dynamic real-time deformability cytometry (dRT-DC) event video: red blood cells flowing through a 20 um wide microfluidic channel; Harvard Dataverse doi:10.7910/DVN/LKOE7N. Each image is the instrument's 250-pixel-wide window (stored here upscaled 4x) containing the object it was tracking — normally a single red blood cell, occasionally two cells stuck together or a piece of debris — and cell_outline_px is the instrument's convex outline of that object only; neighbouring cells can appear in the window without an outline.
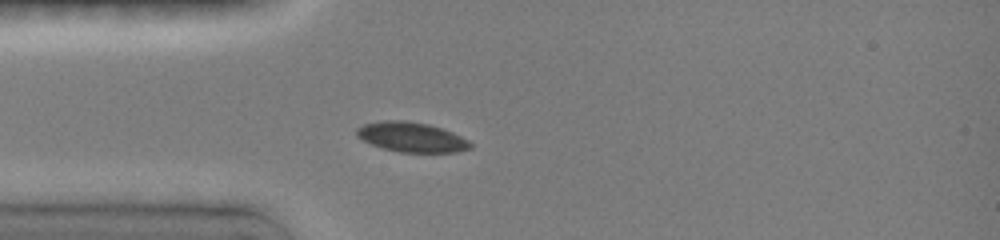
{"species": "common noctule bat (a hibernating species)", "species_latin": "Nyctalus noctula", "temperature_condition": "room temperature", "stored_images_in_passage": 12, "camera_frame_rate_fps": 3000, "um_per_image_px": 0.085, "animal": {"sex": "female", "body_mass_g": 19.0, "forearm_length_mm": 51.5}, "frame": {"image": 1, "passage_image": 6, "time_ms": 2.333, "image_size_px": [1000, 240], "cell_outline_px": [[472, 148], [456, 152], [400, 152], [384, 148], [372, 144], [356, 136], [356, 128], [364, 124], [380, 120], [404, 120], [428, 124], [452, 132], [468, 140], [472, 144]], "centroid_in_image_um": [34.97, 11.65], "position_along_channel_um": 50.0, "area_um2": 19.65}}
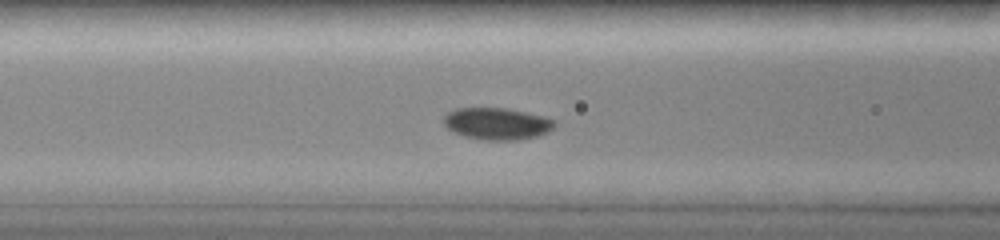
{"frame": {"image": 2, "passage_image": 10, "time_ms": 4.333, "image_size_px": [1000, 240], "cell_outline_px": [[556, 124], [548, 132], [536, 136], [516, 140], [488, 140], [464, 136], [448, 128], [444, 124], [444, 116], [448, 112], [456, 108], [508, 108], [544, 116], [556, 120]], "centroid_in_image_um": [42.27, 10.5], "position_along_channel_um": 124.3, "area_um2": 20.52}}